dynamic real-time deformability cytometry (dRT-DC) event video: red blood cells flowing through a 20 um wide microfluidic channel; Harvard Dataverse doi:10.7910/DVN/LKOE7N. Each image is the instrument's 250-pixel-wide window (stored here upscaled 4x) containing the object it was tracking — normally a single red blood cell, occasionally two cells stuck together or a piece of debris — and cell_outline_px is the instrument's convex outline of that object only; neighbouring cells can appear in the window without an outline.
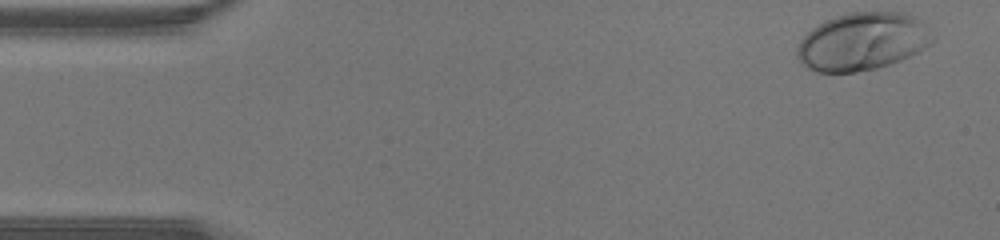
{"species": "human", "species_latin": "Homo sapiens", "temperature_condition": "warm", "stored_images_in_passage": 43, "camera_frame_rate_fps": 3000, "um_per_image_px": 0.085, "donor": {"sex": "male"}, "frame": {"image": 1, "passage_image": 1, "time_ms": 0.0, "image_size_px": [1000, 240], "cell_outline_px": [[936, 40], [932, 44], [900, 60], [876, 68], [856, 72], [816, 72], [808, 68], [796, 56], [796, 48], [800, 40], [812, 28], [824, 20], [848, 12], [904, 12], [924, 20], [936, 36]], "centroid_in_image_um": [73.35, 3.51], "position_along_channel_um": 11.6, "area_um2": 46.01}}
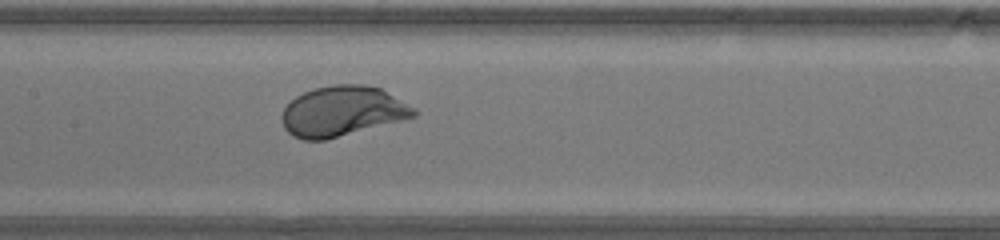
{"frame": {"image": 2, "passage_image": 20, "time_ms": 6.333, "image_size_px": [1000, 240], "cell_outline_px": [[416, 116], [404, 120], [324, 140], [304, 140], [292, 136], [284, 128], [280, 116], [284, 108], [296, 96], [304, 92], [316, 88], [336, 84], [364, 84], [380, 88], [416, 108]], "centroid_in_image_um": [29.09, 9.46], "position_along_channel_um": 178.3, "area_um2": 38.55}}
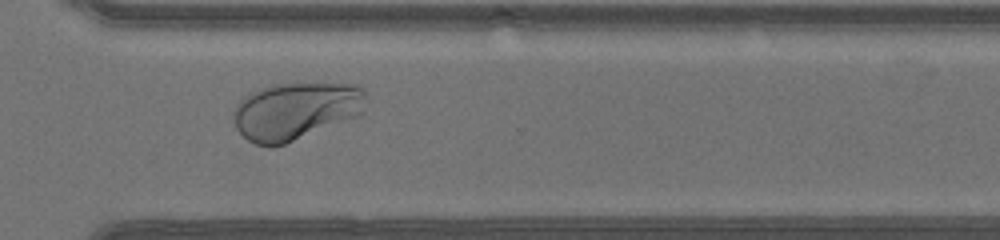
{"frame": {"image": 3, "passage_image": 31, "time_ms": 10.0, "image_size_px": [1000, 240], "cell_outline_px": [[364, 112], [360, 116], [284, 144], [272, 148], [268, 148], [256, 144], [248, 140], [236, 128], [232, 116], [232, 112], [236, 104], [248, 92], [272, 84], [356, 84], [364, 88]], "centroid_in_image_um": [25.1, 9.44], "position_along_channel_um": 345.5, "area_um2": 44.8}}